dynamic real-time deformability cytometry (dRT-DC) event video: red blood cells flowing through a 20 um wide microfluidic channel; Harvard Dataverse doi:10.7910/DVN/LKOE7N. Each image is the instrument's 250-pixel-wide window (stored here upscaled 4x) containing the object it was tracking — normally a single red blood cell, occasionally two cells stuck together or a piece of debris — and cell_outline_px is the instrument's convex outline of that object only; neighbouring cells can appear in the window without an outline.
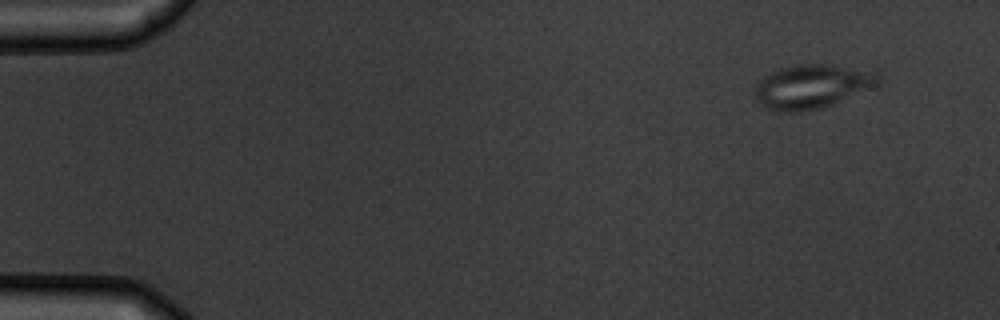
{"species": "common noctule bat (a hibernating species)", "species_latin": "Nyctalus noctula", "temperature_condition": "warm", "stored_images_in_passage": 4, "camera_frame_rate_fps": 3000, "um_per_image_px": 0.085, "animal": {"sex": "male", "body_mass_g": 19.5, "forearm_length_mm": 54.6}, "frame": {"image": 1, "passage_image": 1, "time_ms": 0.0, "image_size_px": [1000, 320], "cell_outline_px": [[880, 84], [824, 108], [800, 112], [784, 112], [768, 108], [752, 92], [756, 84], [764, 76], [780, 68], [796, 64], [832, 64], [876, 68], [880, 72]], "centroid_in_image_um": [69.14, 7.31], "position_along_channel_um": 15.9, "area_um2": 32.37}}